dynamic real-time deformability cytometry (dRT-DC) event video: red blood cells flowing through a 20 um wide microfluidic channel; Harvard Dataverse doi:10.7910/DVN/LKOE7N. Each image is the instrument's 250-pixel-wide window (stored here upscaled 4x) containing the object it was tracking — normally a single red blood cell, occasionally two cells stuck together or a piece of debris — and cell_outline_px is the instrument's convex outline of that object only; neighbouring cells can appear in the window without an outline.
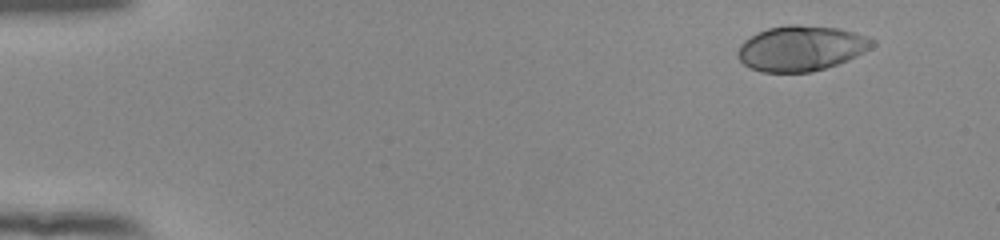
{"species": "human", "species_latin": "Homo sapiens", "temperature_condition": "room temperature", "stored_images_in_passage": 49, "camera_frame_rate_fps": 3000, "um_per_image_px": 0.085, "donor": {"sex": "female"}, "frame": {"image": 1, "passage_image": 1, "time_ms": 0.0, "image_size_px": [1000, 240], "cell_outline_px": [[876, 44], [872, 48], [848, 60], [812, 72], [760, 72], [748, 68], [736, 56], [736, 52], [740, 44], [744, 40], [756, 32], [768, 28], [788, 24], [796, 24], [840, 28], [868, 36], [876, 40]], "centroid_in_image_um": [68.08, 4.1], "position_along_channel_um": 16.9, "area_um2": 35.95}}
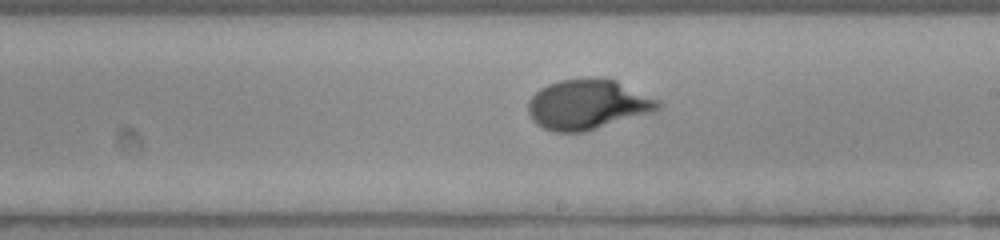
{"frame": {"image": 2, "passage_image": 28, "time_ms": 9.0, "image_size_px": [1000, 240], "cell_outline_px": [[664, 104], [660, 108], [652, 112], [584, 132], [552, 132], [536, 124], [532, 120], [528, 112], [528, 100], [540, 88], [548, 84], [560, 80], [588, 76], [596, 76], [616, 80], [660, 100]], "centroid_in_image_um": [49.95, 8.86], "position_along_channel_um": 239.0, "area_um2": 38.32}}
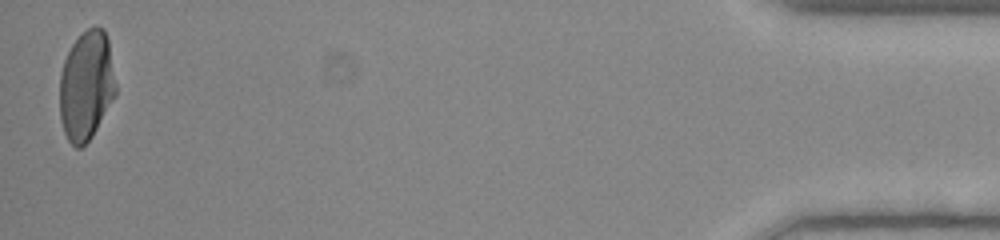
{"frame": {"image": 3, "passage_image": 49, "time_ms": 16.0, "image_size_px": [1000, 240], "cell_outline_px": [[116, 96], [92, 136], [80, 148], [76, 148], [68, 140], [64, 132], [60, 120], [60, 72], [64, 60], [72, 44], [88, 28], [96, 24], [104, 28], [108, 40], [116, 84]], "centroid_in_image_um": [7.34, 7.27], "position_along_channel_um": 427.9, "area_um2": 35.95}, "authors_computed_cell_mechanics": {"area_um2": 35.8938, "velocity_mm_per_s": 3.8853, "shape_relaxation_time_tau1_ms": 3.7189, "shape_relaxation_time_tau2_ms": null, "deformation_change_tau1": 0.1995, "deformation_change_tau2": null}}